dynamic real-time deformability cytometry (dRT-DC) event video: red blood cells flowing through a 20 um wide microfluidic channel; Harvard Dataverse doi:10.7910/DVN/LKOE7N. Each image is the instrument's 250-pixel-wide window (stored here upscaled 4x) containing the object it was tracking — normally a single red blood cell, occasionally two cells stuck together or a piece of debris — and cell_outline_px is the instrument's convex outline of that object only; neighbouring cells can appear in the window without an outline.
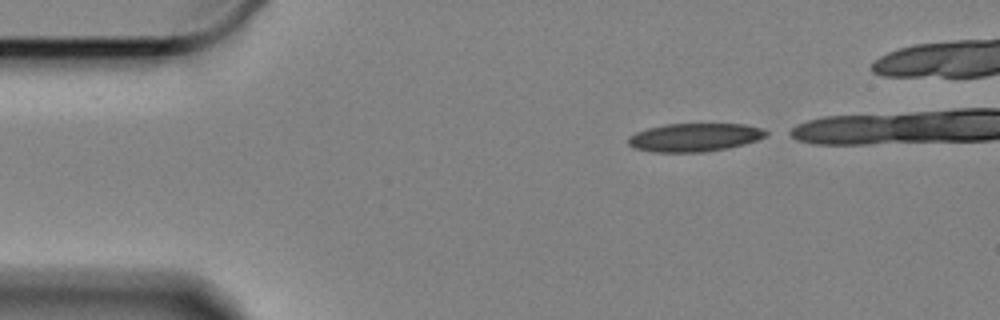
{"species": "Egyptian fruit bat (a non-hibernating species)", "species_latin": "Rousettus aegyptiacus", "temperature_condition": "cold", "stored_images_in_passage": 40, "camera_frame_rate_fps": 3000, "um_per_image_px": 0.085, "animal": {"sex": "female"}, "frame": {"image": 1, "passage_image": 1, "time_ms": 0.0, "image_size_px": [1000, 320], "cell_outline_px": [[772, 132], [768, 136], [744, 144], [728, 148], [704, 152], [656, 152], [636, 148], [628, 144], [628, 136], [636, 132], [648, 128], [664, 124], [744, 124], [764, 128]], "centroid_in_image_um": [59.1, 11.67], "position_along_channel_um": 25.9, "area_um2": 22.89}}
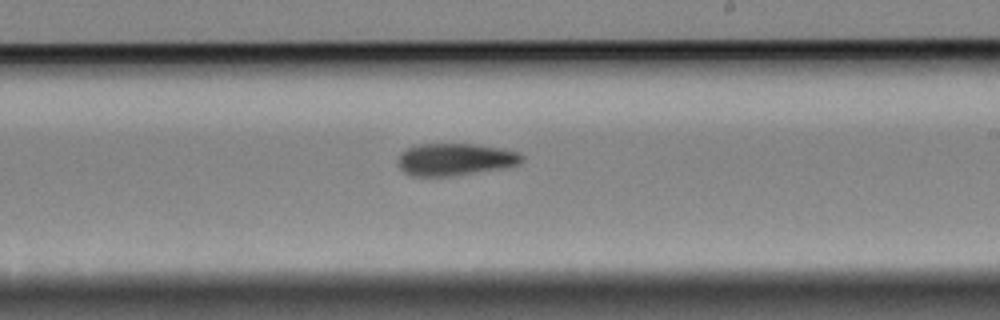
{"frame": {"image": 2, "passage_image": 26, "time_ms": 8.333, "image_size_px": [1000, 320], "cell_outline_px": [[524, 160], [520, 164], [500, 168], [452, 176], [412, 176], [404, 172], [400, 168], [400, 152], [408, 148], [420, 144], [472, 144], [496, 148], [516, 152], [524, 156]], "centroid_in_image_um": [38.67, 13.55], "position_along_channel_um": 250.3, "area_um2": 22.83}}
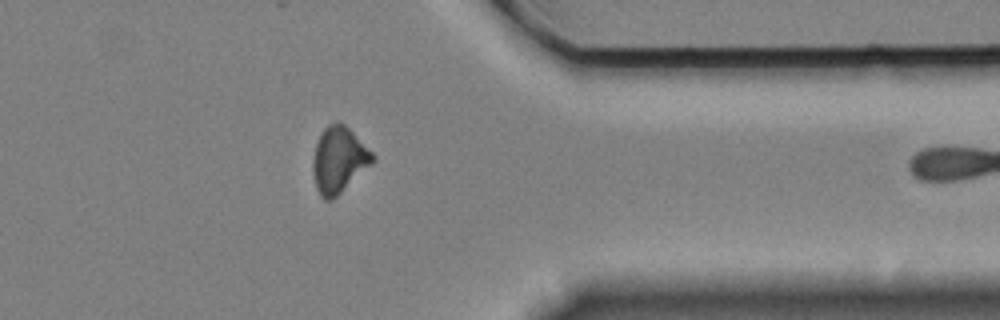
{"frame": {"image": 3, "passage_image": 39, "time_ms": 12.667, "image_size_px": [1000, 320], "cell_outline_px": [[376, 160], [372, 164], [332, 200], [324, 200], [320, 196], [316, 188], [312, 172], [312, 160], [316, 144], [324, 128], [328, 124], [336, 120], [340, 120], [376, 156]], "centroid_in_image_um": [28.79, 13.59], "position_along_channel_um": 382.6, "area_um2": 23.0}}